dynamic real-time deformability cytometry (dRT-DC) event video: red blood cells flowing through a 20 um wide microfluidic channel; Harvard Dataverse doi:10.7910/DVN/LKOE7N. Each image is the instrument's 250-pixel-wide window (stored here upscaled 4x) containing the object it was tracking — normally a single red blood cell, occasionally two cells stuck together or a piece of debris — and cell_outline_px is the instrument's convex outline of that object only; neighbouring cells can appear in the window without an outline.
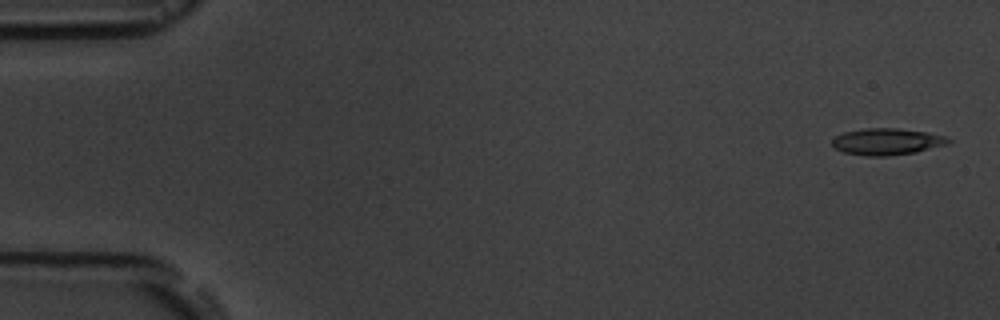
{"species": "common noctule bat (a hibernating species)", "species_latin": "Nyctalus noctula", "temperature_condition": "room temperature", "stored_images_in_passage": 6, "camera_frame_rate_fps": 3000, "um_per_image_px": 0.085, "animal": {"sex": "male", "body_mass_g": 19.5, "forearm_length_mm": 54.6}, "frame": {"image": 1, "passage_image": 1, "time_ms": 0.0, "image_size_px": [1000, 320], "cell_outline_px": [[952, 140], [948, 144], [916, 152], [888, 156], [864, 156], [844, 152], [832, 148], [832, 140], [836, 136], [844, 132], [864, 128], [896, 128], [924, 132], [944, 136]], "centroid_in_image_um": [75.35, 12.04], "position_along_channel_um": 9.7, "area_um2": 18.03}}
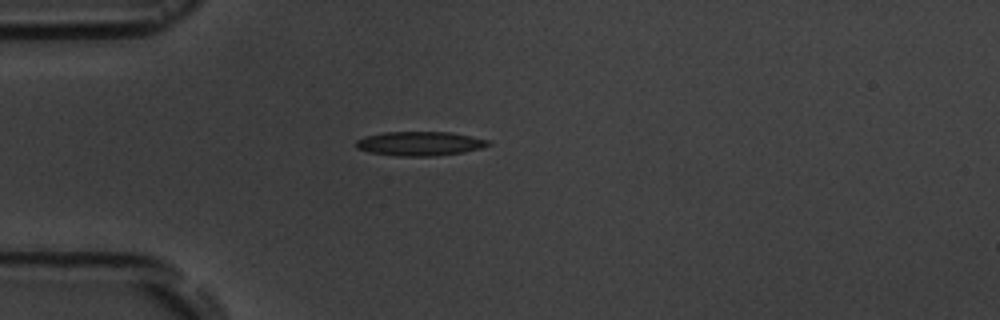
{"frame": {"image": 2, "passage_image": 5, "time_ms": 4.333, "image_size_px": [1000, 320], "cell_outline_px": [[492, 144], [480, 148], [464, 152], [436, 156], [396, 156], [368, 152], [356, 148], [356, 140], [364, 136], [384, 132], [452, 132], [488, 140]], "centroid_in_image_um": [35.66, 12.21], "position_along_channel_um": 49.3, "area_um2": 18.73}}